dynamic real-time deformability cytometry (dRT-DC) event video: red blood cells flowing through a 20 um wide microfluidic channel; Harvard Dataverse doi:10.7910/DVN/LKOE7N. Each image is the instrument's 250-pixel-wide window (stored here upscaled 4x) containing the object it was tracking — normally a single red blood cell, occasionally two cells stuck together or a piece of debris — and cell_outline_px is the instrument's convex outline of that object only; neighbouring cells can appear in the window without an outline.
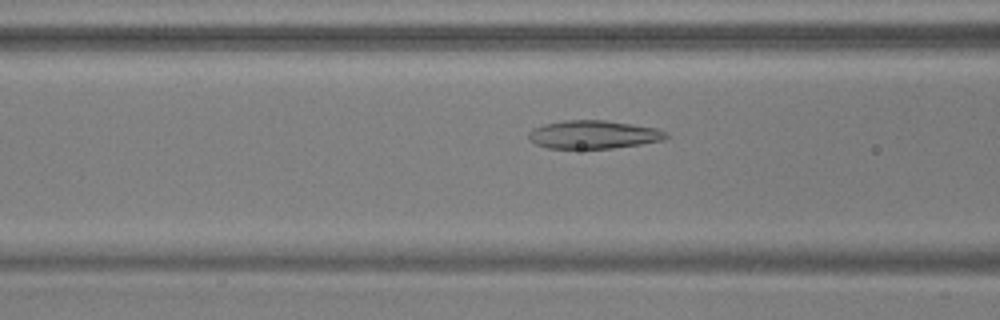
{"species": "common noctule bat (a hibernating species)", "species_latin": "Nyctalus noctula", "temperature_condition": "warm", "stored_images_in_passage": 32, "camera_frame_rate_fps": 3000, "um_per_image_px": 0.085, "animal": {"sex": "male", "body_mass_g": 17.9, "forearm_length_mm": 54.2}, "frame": {"image": 1, "passage_image": 16, "time_ms": 5.0, "image_size_px": [1000, 320], "cell_outline_px": [[668, 136], [664, 140], [640, 144], [612, 148], [548, 148], [536, 144], [528, 136], [528, 132], [532, 128], [544, 124], [564, 120], [604, 120], [632, 124], [656, 128], [668, 132]], "centroid_in_image_um": [50.45, 11.43], "position_along_channel_um": 116.1, "area_um2": 22.54}}
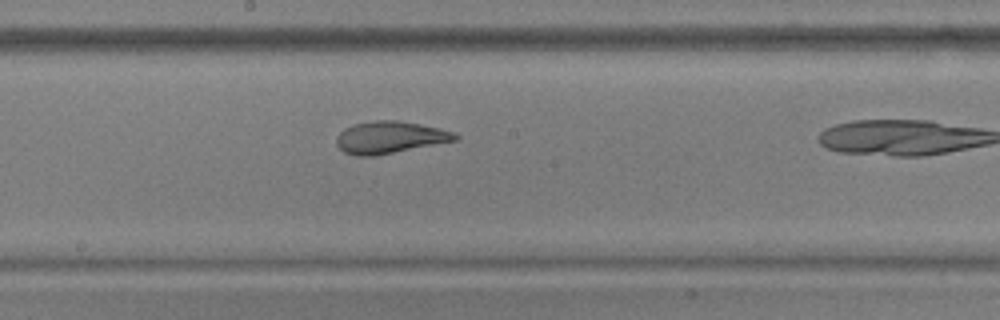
{"frame": {"image": 2, "passage_image": 24, "time_ms": 7.667, "image_size_px": [1000, 320], "cell_outline_px": [[460, 136], [456, 140], [376, 156], [356, 156], [344, 152], [336, 144], [336, 140], [340, 132], [344, 128], [352, 124], [372, 120], [396, 120], [420, 124], [440, 128], [452, 132]], "centroid_in_image_um": [33.1, 11.67], "position_along_channel_um": 215.1, "area_um2": 22.2}}
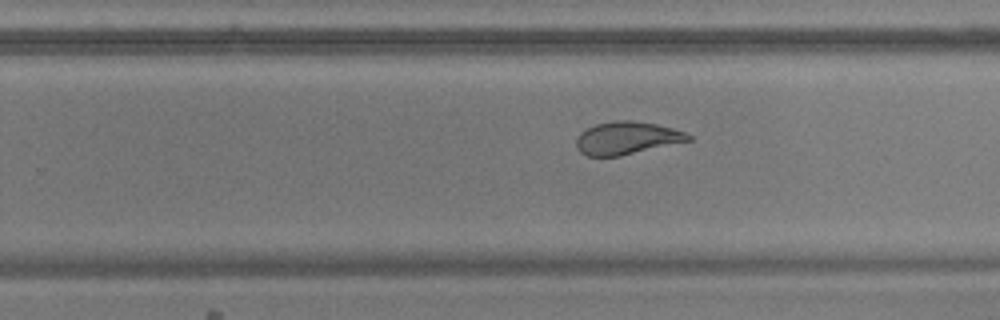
{"frame": {"image": 3, "passage_image": 29, "time_ms": 9.333, "image_size_px": [1000, 320], "cell_outline_px": [[692, 140], [620, 156], [588, 156], [580, 152], [576, 148], [576, 140], [580, 132], [596, 124], [616, 120], [632, 120], [656, 124], [672, 128], [684, 132], [692, 136]], "centroid_in_image_um": [53.27, 11.73], "position_along_channel_um": 276.5, "area_um2": 21.33}}